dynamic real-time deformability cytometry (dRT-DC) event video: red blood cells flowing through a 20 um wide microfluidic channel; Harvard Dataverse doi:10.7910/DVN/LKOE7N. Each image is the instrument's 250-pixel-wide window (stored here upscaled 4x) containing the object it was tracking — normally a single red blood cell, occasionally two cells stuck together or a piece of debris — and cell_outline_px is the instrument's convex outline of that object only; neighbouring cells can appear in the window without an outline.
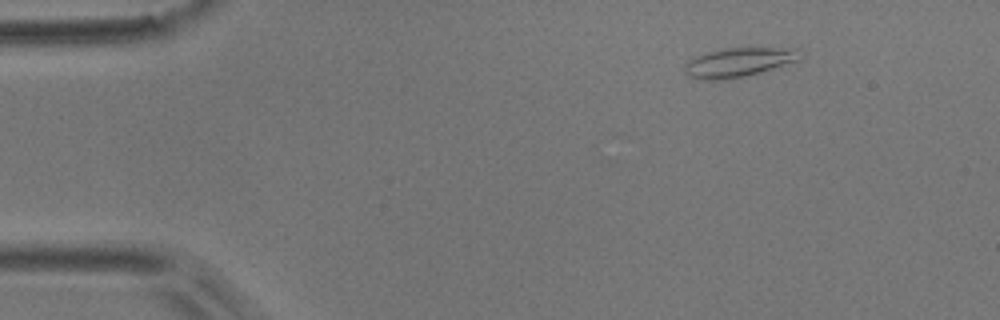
{"species": "common noctule bat (a hibernating species)", "species_latin": "Nyctalus noctula", "temperature_condition": "room temperature", "stored_images_in_passage": 6, "camera_frame_rate_fps": 3000, "um_per_image_px": 0.085, "animal": {"sex": "male", "body_mass_g": 17.9}, "frame": {"image": 1, "passage_image": 1, "time_ms": 0.0, "image_size_px": [1000, 320], "cell_outline_px": [[804, 56], [800, 60], [760, 72], [744, 76], [720, 80], [708, 80], [688, 76], [684, 72], [684, 64], [688, 60], [704, 52], [720, 48], [800, 48], [804, 52]], "centroid_in_image_um": [62.82, 5.27], "position_along_channel_um": 22.2, "area_um2": 19.94}}
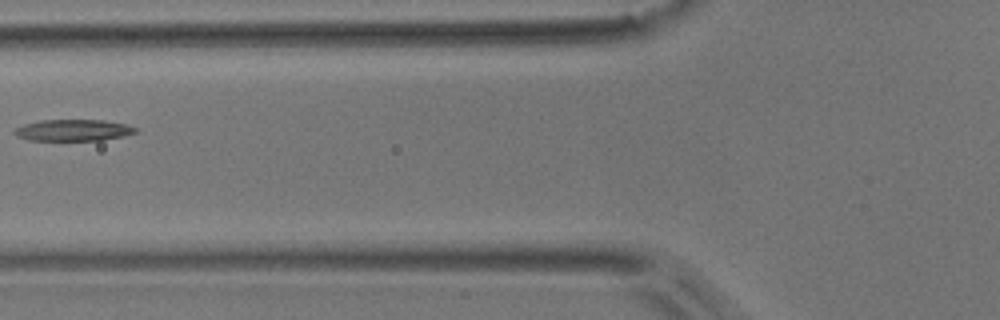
{"frame": {"image": 2, "passage_image": 5, "time_ms": 1.333, "image_size_px": [1000, 320], "cell_outline_px": [[136, 132], [124, 136], [100, 140], [28, 140], [16, 136], [12, 132], [16, 128], [24, 124], [40, 120], [104, 120], [128, 124], [136, 128]], "centroid_in_image_um": [6.21, 11.06], "position_along_channel_um": 119.6, "area_um2": 15.14}}
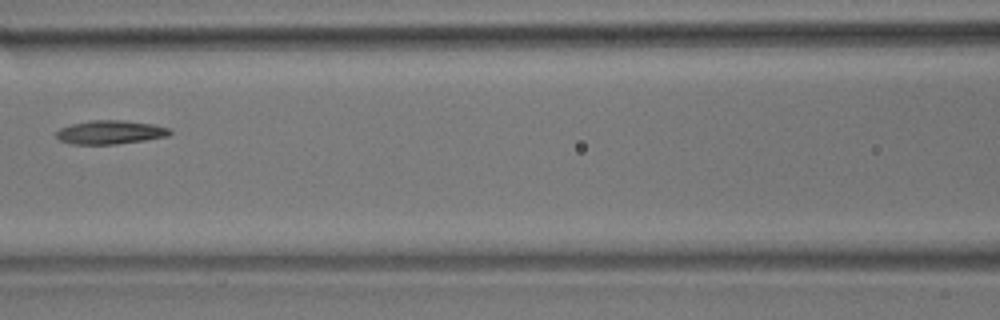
{"frame": {"image": 3, "passage_image": 6, "time_ms": 1.667, "image_size_px": [1000, 320], "cell_outline_px": [[172, 132], [168, 136], [144, 140], [116, 144], [68, 144], [60, 140], [56, 136], [56, 132], [60, 128], [72, 124], [92, 120], [124, 120], [152, 124], [168, 128]], "centroid_in_image_um": [9.35, 11.24], "position_along_channel_um": 157.3, "area_um2": 15.61}}